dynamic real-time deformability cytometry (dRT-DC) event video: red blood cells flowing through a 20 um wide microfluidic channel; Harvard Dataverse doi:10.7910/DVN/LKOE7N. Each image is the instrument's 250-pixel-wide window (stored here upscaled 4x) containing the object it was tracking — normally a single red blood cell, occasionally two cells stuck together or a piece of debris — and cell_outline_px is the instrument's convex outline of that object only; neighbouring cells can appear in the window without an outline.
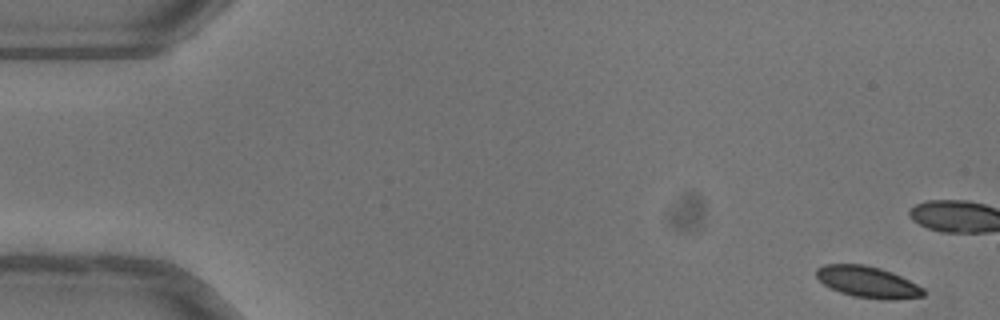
{"species": "common noctule bat (a hibernating species)", "species_latin": "Nyctalus noctula", "temperature_condition": "warm", "stored_images_in_passage": 15, "camera_frame_rate_fps": 3000, "um_per_image_px": 0.085, "animal": {"sex": "female"}, "frame": {"image": 1, "passage_image": 1, "time_ms": 0.0, "image_size_px": [1000, 320], "cell_outline_px": [[924, 296], [896, 300], [884, 300], [852, 296], [840, 292], [824, 284], [816, 276], [816, 268], [824, 264], [864, 264], [880, 268], [892, 272], [924, 288]], "centroid_in_image_um": [73.76, 23.97], "position_along_channel_um": 11.2, "area_um2": 19.59}}